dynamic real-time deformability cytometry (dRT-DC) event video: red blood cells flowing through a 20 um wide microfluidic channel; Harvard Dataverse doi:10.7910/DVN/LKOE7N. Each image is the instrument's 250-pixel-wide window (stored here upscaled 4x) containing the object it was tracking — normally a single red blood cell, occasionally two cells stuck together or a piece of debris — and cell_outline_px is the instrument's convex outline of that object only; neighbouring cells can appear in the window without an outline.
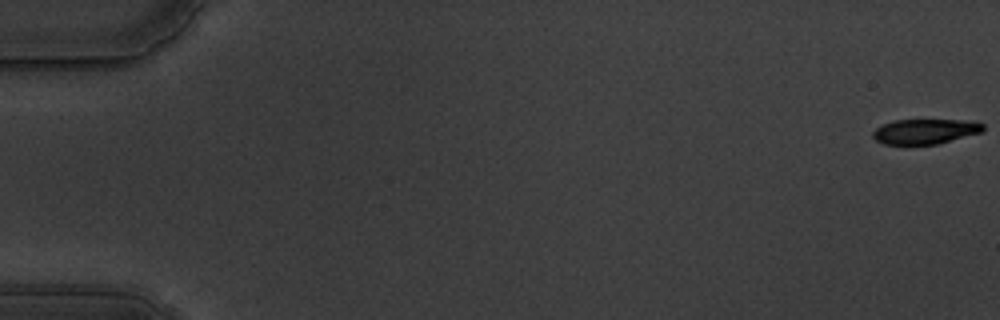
{"species": "common noctule bat (a hibernating species)", "species_latin": "Nyctalus noctula", "temperature_condition": "warm", "stored_images_in_passage": 59, "camera_frame_rate_fps": 3000, "um_per_image_px": 0.085, "animal": {"sex": "male", "body_mass_g": 19.5, "forearm_length_mm": 54.6}, "frame": {"image": 1, "passage_image": 1, "time_ms": 0.0, "image_size_px": [1000, 320], "cell_outline_px": [[984, 128], [980, 132], [936, 144], [884, 144], [876, 140], [872, 136], [872, 132], [876, 128], [884, 124], [896, 120], [972, 120], [984, 124]], "centroid_in_image_um": [78.62, 11.16], "position_along_channel_um": 6.4, "area_um2": 15.84}}
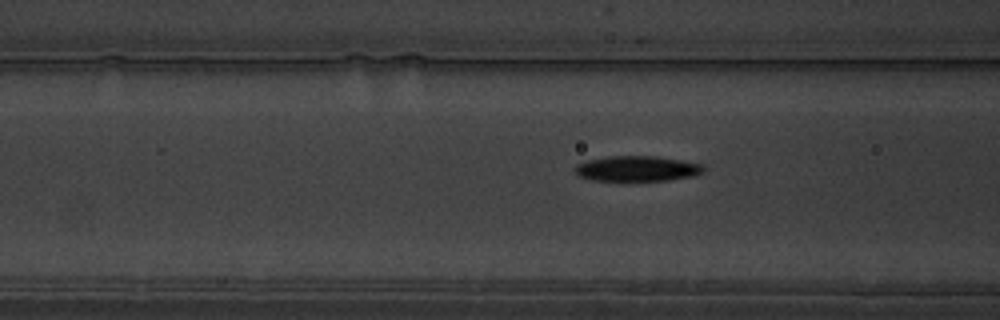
{"frame": {"image": 2, "passage_image": 24, "time_ms": 7.667, "image_size_px": [1000, 320], "cell_outline_px": [[704, 172], [692, 176], [668, 180], [592, 180], [580, 176], [576, 172], [576, 164], [588, 160], [608, 156], [656, 156], [704, 164]], "centroid_in_image_um": [54.18, 14.32], "position_along_channel_um": 112.4, "area_um2": 18.79}}
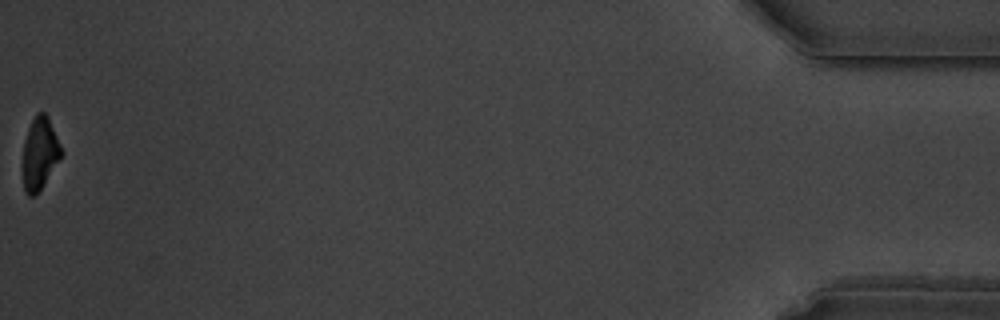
{"frame": {"image": 3, "passage_image": 59, "time_ms": 19.333, "image_size_px": [1000, 320], "cell_outline_px": [[64, 152], [36, 196], [28, 196], [24, 192], [20, 168], [24, 140], [28, 128], [36, 112], [44, 112], [48, 116]], "centroid_in_image_um": [3.33, 13.07], "position_along_channel_um": 431.9, "area_um2": 16.82}, "authors_computed_cell_mechanics": {"area_um2": 18.785, "velocity_mm_per_s": 3.5381, "shape_relaxation_time_tau1_ms": 2.7299, "shape_relaxation_time_tau2_ms": 3.9762, "deformation_change_tau1": 0.1514, "deformation_change_tau2": 0.0986}}